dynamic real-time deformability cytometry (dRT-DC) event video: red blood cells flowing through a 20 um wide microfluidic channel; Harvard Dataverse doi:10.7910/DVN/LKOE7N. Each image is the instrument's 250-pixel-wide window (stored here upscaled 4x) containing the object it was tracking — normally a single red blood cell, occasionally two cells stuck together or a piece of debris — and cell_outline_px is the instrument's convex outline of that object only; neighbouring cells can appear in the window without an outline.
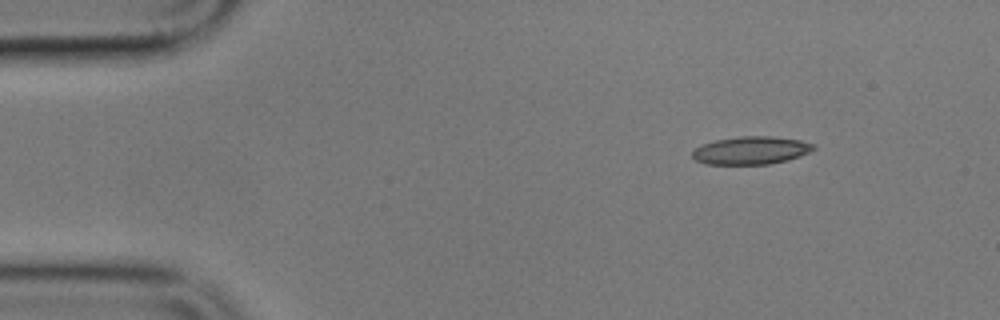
{"species": "common noctule bat (a hibernating species)", "species_latin": "Nyctalus noctula", "temperature_condition": "cold", "stored_images_in_passage": 6, "segment_of_instrument_passage": [2, 2], "camera_frame_rate_fps": 3000, "um_per_image_px": 0.085, "animal": {"sex": "male", "body_mass_g": 17.9}, "frame": {"image": 1, "passage_image": 6, "time_ms": 6.667, "image_size_px": [1000, 320], "cell_outline_px": [[816, 148], [800, 156], [788, 160], [768, 164], [704, 164], [696, 160], [692, 156], [692, 152], [696, 148], [704, 144], [716, 140], [740, 136], [772, 136], [800, 140], [816, 144]], "centroid_in_image_um": [63.87, 12.78], "position_along_channel_um": 21.1, "area_um2": 19.65}}